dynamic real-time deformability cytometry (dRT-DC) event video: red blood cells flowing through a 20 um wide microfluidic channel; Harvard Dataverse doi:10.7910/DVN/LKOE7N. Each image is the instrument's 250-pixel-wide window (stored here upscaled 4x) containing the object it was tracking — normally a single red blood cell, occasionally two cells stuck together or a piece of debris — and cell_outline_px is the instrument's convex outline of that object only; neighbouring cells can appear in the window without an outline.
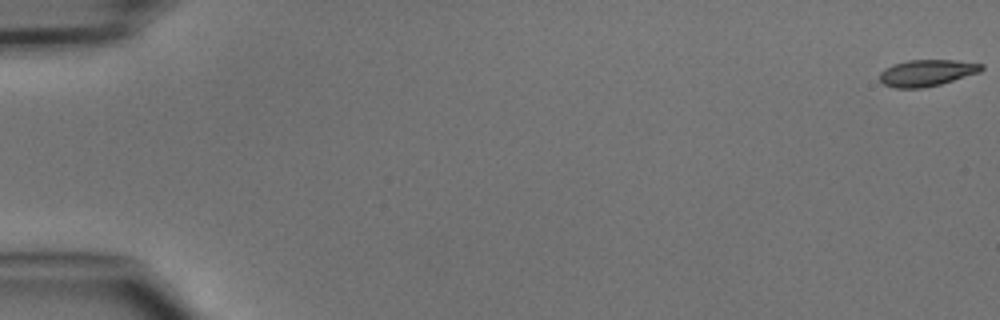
{"species": "common noctule bat (a hibernating species)", "species_latin": "Nyctalus noctula", "temperature_condition": "cold", "stored_images_in_passage": 8, "camera_frame_rate_fps": 3000, "um_per_image_px": 0.085, "animal": {"sex": "male", "body_mass_g": 15.6}, "frame": {"image": 1, "passage_image": 1, "time_ms": 0.0, "image_size_px": [1000, 320], "cell_outline_px": [[984, 68], [980, 72], [940, 84], [924, 88], [896, 88], [884, 84], [880, 80], [880, 72], [884, 68], [892, 64], [908, 60], [956, 60], [984, 64]], "centroid_in_image_um": [78.78, 6.19], "position_along_channel_um": 6.2, "area_um2": 15.78}}